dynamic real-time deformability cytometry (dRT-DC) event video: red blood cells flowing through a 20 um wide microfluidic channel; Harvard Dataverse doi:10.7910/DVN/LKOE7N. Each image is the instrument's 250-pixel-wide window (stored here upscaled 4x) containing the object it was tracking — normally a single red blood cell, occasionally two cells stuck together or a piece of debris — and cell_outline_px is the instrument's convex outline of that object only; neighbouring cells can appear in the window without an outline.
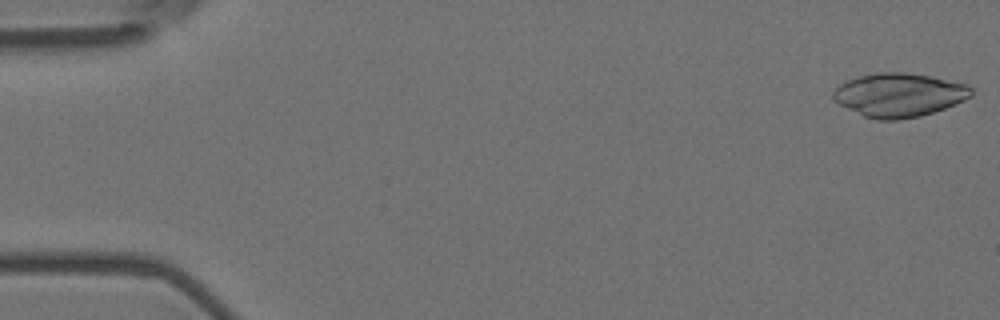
{"species": "Egyptian fruit bat (a non-hibernating species)", "species_latin": "Rousettus aegyptiacus", "temperature_condition": "room temperature", "stored_images_in_passage": 56, "camera_frame_rate_fps": 3000, "um_per_image_px": 0.085, "animal": {"sex": "female"}, "frame": {"image": 1, "passage_image": 1, "time_ms": 0.0, "image_size_px": [1000, 320], "cell_outline_px": [[972, 96], [956, 104], [920, 116], [896, 120], [876, 120], [864, 116], [832, 100], [832, 92], [840, 84], [848, 80], [860, 76], [876, 72], [904, 72], [932, 76], [968, 84], [972, 88]], "centroid_in_image_um": [76.43, 8.06], "position_along_channel_um": 8.6, "area_um2": 35.2}}